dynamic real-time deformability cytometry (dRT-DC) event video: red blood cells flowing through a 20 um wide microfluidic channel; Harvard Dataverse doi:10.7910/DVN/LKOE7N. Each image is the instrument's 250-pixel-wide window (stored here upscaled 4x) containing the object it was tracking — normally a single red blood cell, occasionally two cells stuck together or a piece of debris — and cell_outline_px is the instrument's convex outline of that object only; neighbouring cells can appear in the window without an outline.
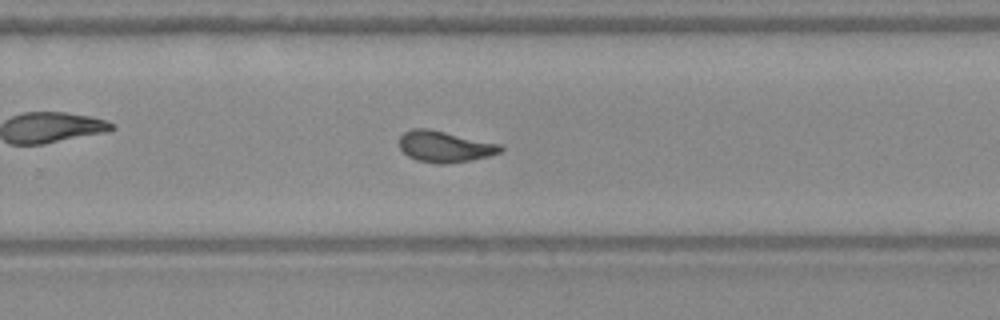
{"species": "Egyptian fruit bat (a non-hibernating species)", "species_latin": "Rousettus aegyptiacus", "temperature_condition": "warm", "stored_images_in_passage": 46, "camera_frame_rate_fps": 3000, "um_per_image_px": 0.085, "frame": {"image": 1, "passage_image": 27, "time_ms": 8.667, "image_size_px": [1000, 320], "cell_outline_px": [[504, 148], [500, 152], [488, 156], [472, 160], [440, 164], [416, 160], [408, 156], [400, 148], [400, 136], [404, 132], [412, 128], [428, 128], [500, 144]], "centroid_in_image_um": [37.79, 12.45], "position_along_channel_um": 292.0, "area_um2": 18.26}, "authors_computed_cell_mechanics": {"area_um2": 18.207, "velocity_mm_per_s": 3.874, "shape_relaxation_time_tau1_ms": null, "shape_relaxation_time_tau2_ms": 0.8966, "deformation_change_tau1": null, "deformation_change_tau2": 0.061}}